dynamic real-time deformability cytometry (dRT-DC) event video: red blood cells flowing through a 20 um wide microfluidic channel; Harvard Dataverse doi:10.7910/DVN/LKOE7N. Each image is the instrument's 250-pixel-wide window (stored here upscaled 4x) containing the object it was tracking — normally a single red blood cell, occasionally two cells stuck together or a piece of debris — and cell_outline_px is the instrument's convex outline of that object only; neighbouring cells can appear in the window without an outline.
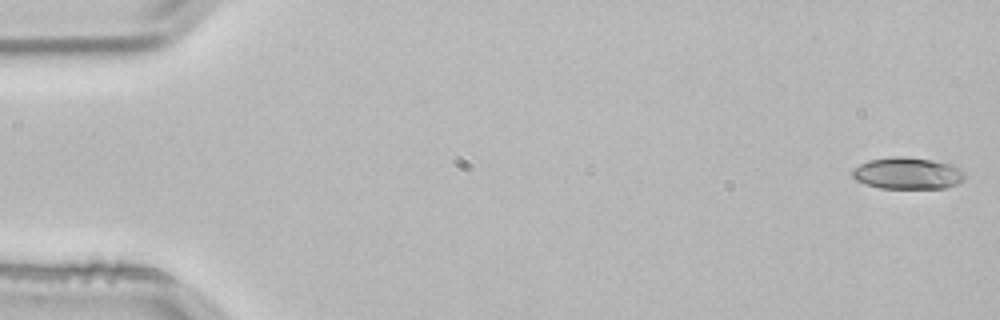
{"species": "common noctule bat (a hibernating species)", "species_latin": "Nyctalus noctula", "temperature_condition": "room temperature", "stored_images_in_passage": 4, "camera_frame_rate_fps": 3000, "um_per_image_px": 0.085, "animal": {"sex": "male", "body_mass_g": 21.5, "forearm_length_mm": 52.0}, "frame": {"image": 1, "passage_image": 1, "time_ms": 0.0, "image_size_px": [1000, 320], "cell_outline_px": [[968, 176], [960, 184], [944, 188], [880, 188], [856, 180], [852, 176], [852, 168], [868, 160], [892, 156], [904, 156], [932, 160], [952, 164], [960, 168]], "centroid_in_image_um": [77.19, 14.72], "position_along_channel_um": 7.8, "area_um2": 21.1}}